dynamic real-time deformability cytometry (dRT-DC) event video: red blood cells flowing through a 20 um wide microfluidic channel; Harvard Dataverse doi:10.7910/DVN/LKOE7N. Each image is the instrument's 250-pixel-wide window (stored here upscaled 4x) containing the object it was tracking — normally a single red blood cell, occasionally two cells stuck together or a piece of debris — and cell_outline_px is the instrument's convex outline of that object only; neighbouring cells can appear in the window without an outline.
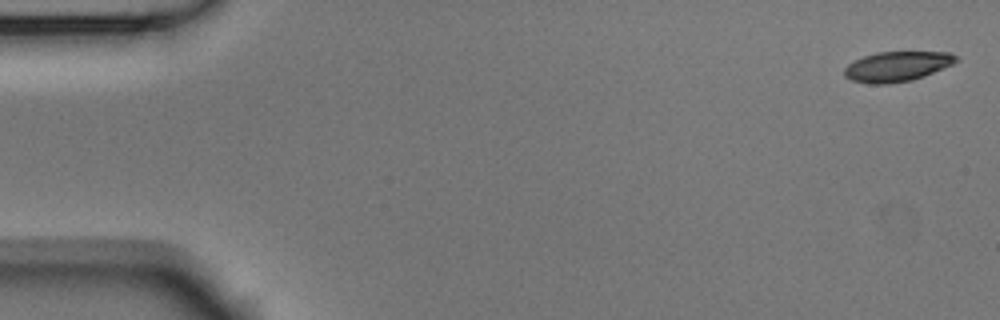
{"species": "Egyptian fruit bat (a non-hibernating species)", "species_latin": "Rousettus aegyptiacus", "temperature_condition": "room temperature", "stored_images_in_passage": 5, "camera_frame_rate_fps": 3000, "um_per_image_px": 0.085, "animal": {"sex": "male"}, "frame": {"image": 1, "passage_image": 1, "time_ms": 0.0, "image_size_px": [1000, 320], "cell_outline_px": [[960, 60], [952, 64], [924, 76], [912, 80], [888, 84], [868, 84], [852, 80], [844, 76], [844, 68], [848, 64], [864, 56], [876, 52], [952, 52]], "centroid_in_image_um": [76.25, 5.65], "position_along_channel_um": 8.8, "area_um2": 19.54}}
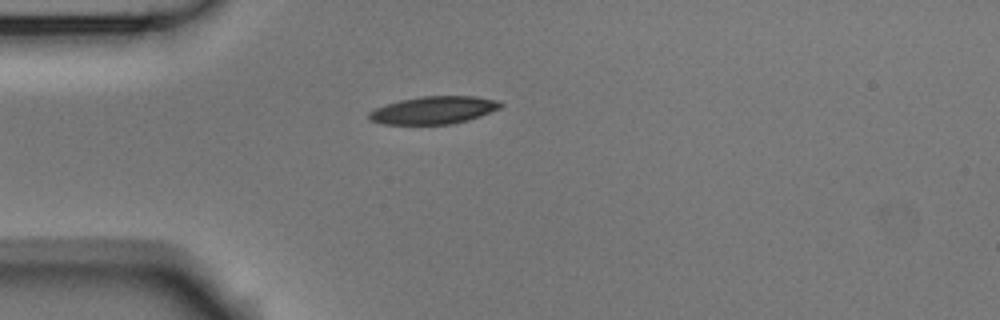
{"frame": {"image": 2, "passage_image": 4, "time_ms": 1.0, "image_size_px": [1000, 320], "cell_outline_px": [[504, 104], [500, 108], [480, 116], [468, 120], [452, 124], [384, 124], [372, 120], [368, 116], [368, 112], [376, 108], [400, 100], [420, 96], [476, 96], [500, 100]], "centroid_in_image_um": [36.92, 9.35], "position_along_channel_um": 48.1, "area_um2": 21.15}}